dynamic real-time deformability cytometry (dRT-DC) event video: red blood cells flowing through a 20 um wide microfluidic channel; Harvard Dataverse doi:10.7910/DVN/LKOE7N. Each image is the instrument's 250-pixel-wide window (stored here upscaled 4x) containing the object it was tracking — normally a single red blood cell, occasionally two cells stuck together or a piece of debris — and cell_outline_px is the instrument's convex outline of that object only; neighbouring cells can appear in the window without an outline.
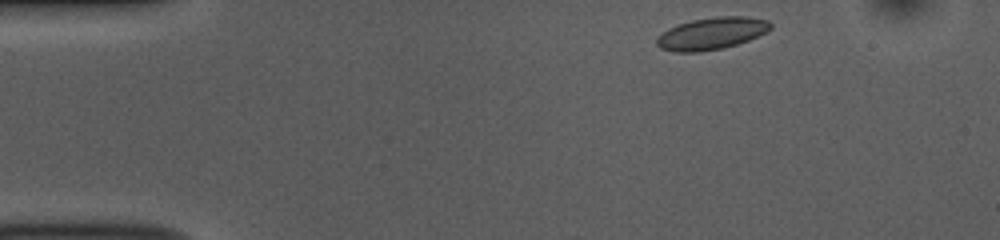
{"species": "common noctule bat (a hibernating species)", "species_latin": "Nyctalus noctula", "temperature_condition": "room temperature", "stored_images_in_passage": 46, "camera_frame_rate_fps": 3000, "um_per_image_px": 0.085, "animal": {"sex": "female", "body_mass_g": 10.0, "forearm_length_mm": 53.1}, "frame": {"image": 1, "passage_image": 1, "time_ms": 0.0, "image_size_px": [1000, 240], "cell_outline_px": [[772, 28], [748, 40], [724, 48], [700, 52], [676, 52], [660, 48], [656, 44], [656, 36], [668, 28], [692, 20], [716, 16], [748, 16], [768, 20], [772, 24]], "centroid_in_image_um": [60.46, 2.84], "position_along_channel_um": 24.5, "area_um2": 21.33}}
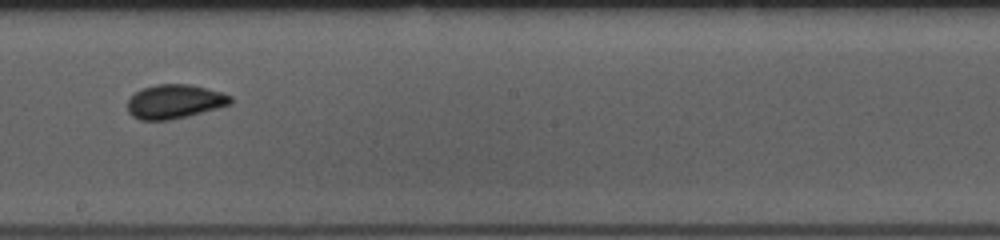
{"frame": {"image": 2, "passage_image": 23, "time_ms": 7.333, "image_size_px": [1000, 240], "cell_outline_px": [[232, 104], [188, 116], [168, 120], [140, 120], [132, 116], [128, 112], [128, 100], [136, 92], [144, 88], [156, 84], [188, 84], [220, 92], [232, 96]], "centroid_in_image_um": [14.84, 8.64], "position_along_channel_um": 233.4, "area_um2": 20.29}}
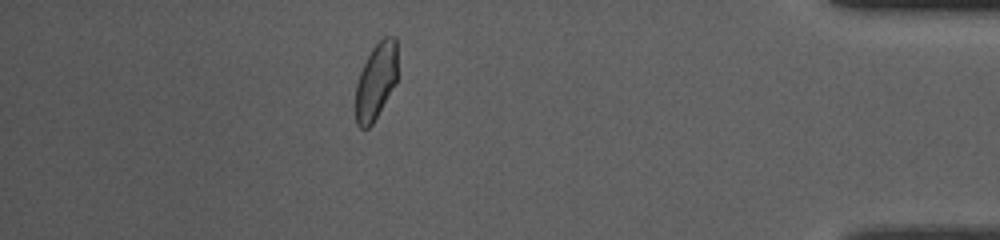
{"frame": {"image": 3, "passage_image": 40, "time_ms": 13.0, "image_size_px": [1000, 240], "cell_outline_px": [[396, 84], [372, 124], [368, 128], [360, 128], [356, 124], [356, 84], [360, 72], [372, 48], [384, 36], [396, 36]], "centroid_in_image_um": [31.96, 6.9], "position_along_channel_um": 403.2, "area_um2": 18.5}, "authors_computed_cell_mechanics": {"area_um2": 20.1433, "velocity_mm_per_s": 3.7702, "shape_relaxation_time_tau1_ms": 3.1173, "shape_relaxation_time_tau2_ms": 0.5118, "deformation_change_tau1": 0.0887, "deformation_change_tau2": 0.0433}}